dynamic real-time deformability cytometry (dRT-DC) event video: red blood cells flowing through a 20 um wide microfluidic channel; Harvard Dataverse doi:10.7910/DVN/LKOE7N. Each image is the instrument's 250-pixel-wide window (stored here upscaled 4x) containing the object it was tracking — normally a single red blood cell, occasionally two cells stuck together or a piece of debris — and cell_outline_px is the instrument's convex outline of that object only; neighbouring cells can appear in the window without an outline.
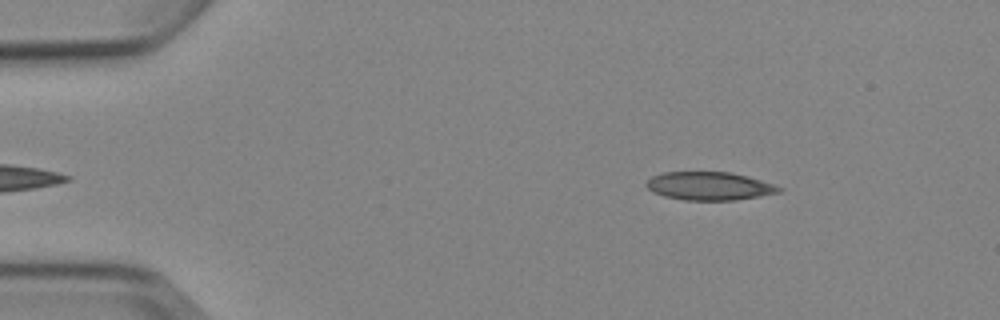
{"species": "Egyptian fruit bat (a non-hibernating species)", "species_latin": "Rousettus aegyptiacus", "temperature_condition": "cold", "stored_images_in_passage": 3, "camera_frame_rate_fps": 3000, "um_per_image_px": 0.085, "animal": {"sex": "female"}, "frame": {"image": 1, "passage_image": 1, "time_ms": 0.0, "image_size_px": [1000, 320], "cell_outline_px": [[784, 188], [780, 192], [760, 196], [736, 200], [684, 200], [664, 196], [652, 192], [644, 184], [652, 176], [660, 172], [732, 172], [748, 176]], "centroid_in_image_um": [60.27, 15.81], "position_along_channel_um": 24.7, "area_um2": 21.91}}